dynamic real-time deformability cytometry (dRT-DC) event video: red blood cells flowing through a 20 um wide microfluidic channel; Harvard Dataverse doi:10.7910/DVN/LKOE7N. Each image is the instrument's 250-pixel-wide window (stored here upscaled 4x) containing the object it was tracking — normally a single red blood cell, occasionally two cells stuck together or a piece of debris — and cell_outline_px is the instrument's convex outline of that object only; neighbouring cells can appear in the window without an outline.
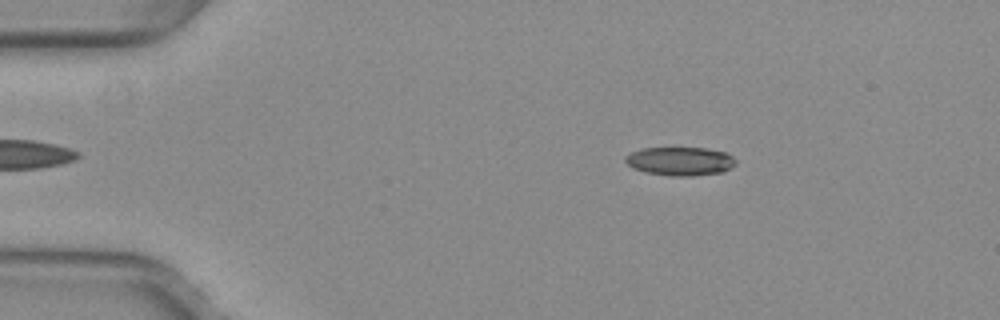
{"species": "common noctule bat (a hibernating species)", "species_latin": "Nyctalus noctula", "temperature_condition": "warm", "stored_images_in_passage": 46, "camera_frame_rate_fps": 3000, "um_per_image_px": 0.085, "animal": {"sex": "female", "body_mass_g": 29.2, "forearm_length_mm": 56.3}, "frame": {"image": 1, "passage_image": 3, "time_ms": 0.667, "image_size_px": [1000, 320], "cell_outline_px": [[736, 164], [724, 172], [692, 176], [672, 176], [644, 172], [632, 168], [624, 160], [624, 156], [632, 152], [644, 148], [704, 148], [728, 152], [736, 160]], "centroid_in_image_um": [57.83, 13.71], "position_along_channel_um": 27.2, "area_um2": 18.55}}
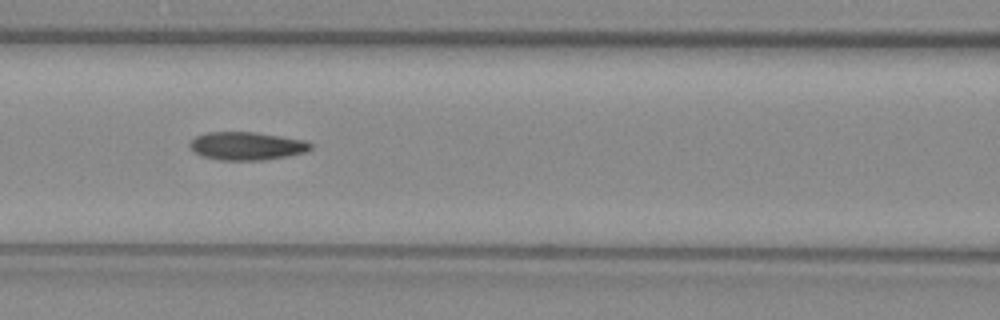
{"frame": {"image": 2, "passage_image": 17, "time_ms": 5.333, "image_size_px": [1000, 320], "cell_outline_px": [[312, 148], [304, 152], [288, 156], [260, 160], [220, 160], [200, 156], [188, 144], [196, 136], [208, 132], [252, 132], [280, 136], [304, 140], [312, 144]], "centroid_in_image_um": [20.96, 12.41], "position_along_channel_um": 145.6, "area_um2": 19.59}}
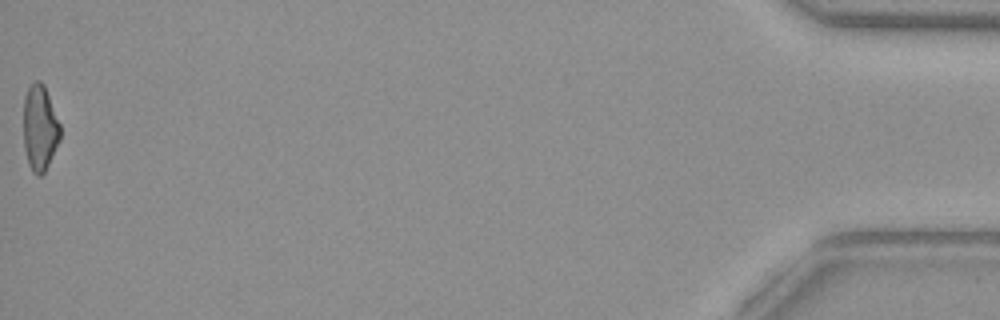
{"frame": {"image": 3, "passage_image": 46, "time_ms": 15.0, "image_size_px": [1000, 320], "cell_outline_px": [[60, 140], [44, 172], [40, 176], [36, 176], [32, 172], [28, 164], [24, 148], [24, 96], [28, 88], [36, 80], [40, 80], [44, 84], [60, 124]], "centroid_in_image_um": [3.38, 10.88], "position_along_channel_um": 431.8, "area_um2": 18.32}, "authors_computed_cell_mechanics": {"area_um2": 19.4208, "velocity_mm_per_s": 4.0309, "shape_relaxation_time_tau1_ms": null, "shape_relaxation_time_tau2_ms": 4.3962, "deformation_change_tau1": null, "deformation_change_tau2": 0.1205}}